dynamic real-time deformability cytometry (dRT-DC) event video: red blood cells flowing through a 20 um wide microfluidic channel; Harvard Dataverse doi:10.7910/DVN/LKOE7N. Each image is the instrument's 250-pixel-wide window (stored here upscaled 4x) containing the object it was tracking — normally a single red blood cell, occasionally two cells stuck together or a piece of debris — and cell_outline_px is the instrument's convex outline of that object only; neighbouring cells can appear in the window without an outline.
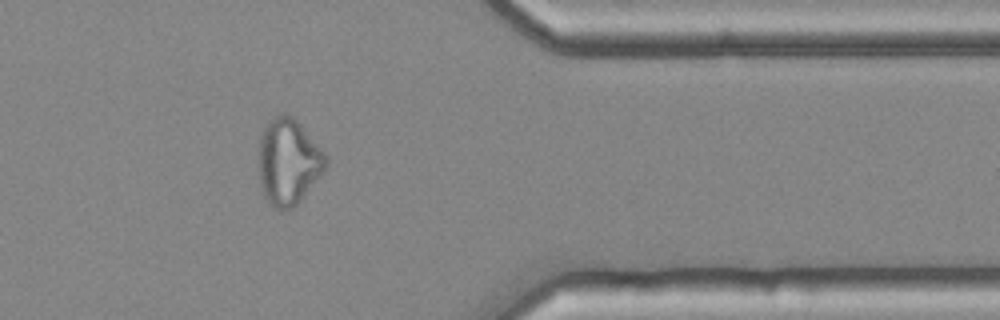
{"species": "common noctule bat (a hibernating species)", "species_latin": "Nyctalus noctula", "temperature_condition": "cold", "stored_images_in_passage": 15, "camera_frame_rate_fps": 3000, "um_per_image_px": 0.085, "animal": {"sex": "female", "body_mass_g": 25.1}, "frame": {"image": 1, "passage_image": 13, "time_ms": 4.0, "image_size_px": [1000, 320], "cell_outline_px": [[328, 164], [324, 172], [304, 196], [292, 208], [280, 212], [272, 208], [264, 200], [260, 184], [256, 164], [260, 136], [268, 120], [272, 116], [284, 112], [292, 116], [300, 124], [328, 156]], "centroid_in_image_um": [24.46, 13.78], "position_along_channel_um": 386.9, "area_um2": 34.8}}